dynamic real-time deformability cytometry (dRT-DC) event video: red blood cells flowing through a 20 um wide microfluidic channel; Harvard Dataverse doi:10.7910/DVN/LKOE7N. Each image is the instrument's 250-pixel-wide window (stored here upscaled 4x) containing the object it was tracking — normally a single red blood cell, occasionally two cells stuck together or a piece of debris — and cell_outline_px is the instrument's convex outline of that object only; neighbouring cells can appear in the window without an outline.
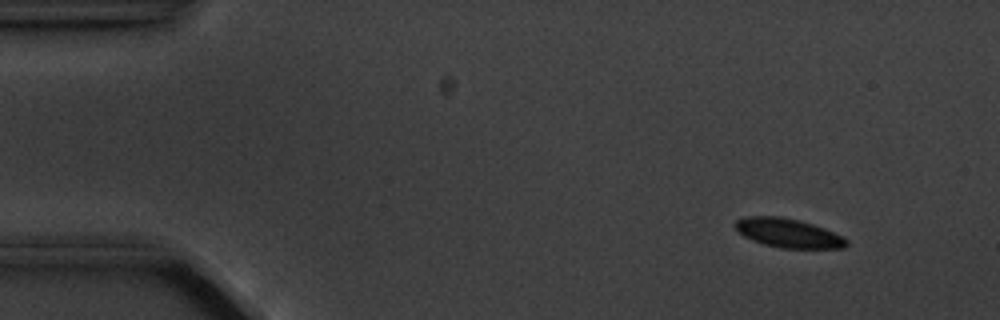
{"species": "common noctule bat (a hibernating species)", "species_latin": "Nyctalus noctula", "temperature_condition": "cold", "stored_images_in_passage": 3, "camera_frame_rate_fps": 3000, "um_per_image_px": 0.085, "animal": {"sex": "male", "body_mass_g": 20.1, "forearm_length_mm": 53.5}, "frame": {"image": 1, "passage_image": 1, "time_ms": 0.0, "image_size_px": [1000, 320], "cell_outline_px": [[848, 244], [844, 248], [780, 248], [764, 244], [752, 240], [744, 236], [732, 224], [736, 220], [744, 216], [780, 216], [800, 220], [824, 228], [844, 236], [848, 240]], "centroid_in_image_um": [67.0, 19.8], "position_along_channel_um": 18.0, "area_um2": 18.96}}